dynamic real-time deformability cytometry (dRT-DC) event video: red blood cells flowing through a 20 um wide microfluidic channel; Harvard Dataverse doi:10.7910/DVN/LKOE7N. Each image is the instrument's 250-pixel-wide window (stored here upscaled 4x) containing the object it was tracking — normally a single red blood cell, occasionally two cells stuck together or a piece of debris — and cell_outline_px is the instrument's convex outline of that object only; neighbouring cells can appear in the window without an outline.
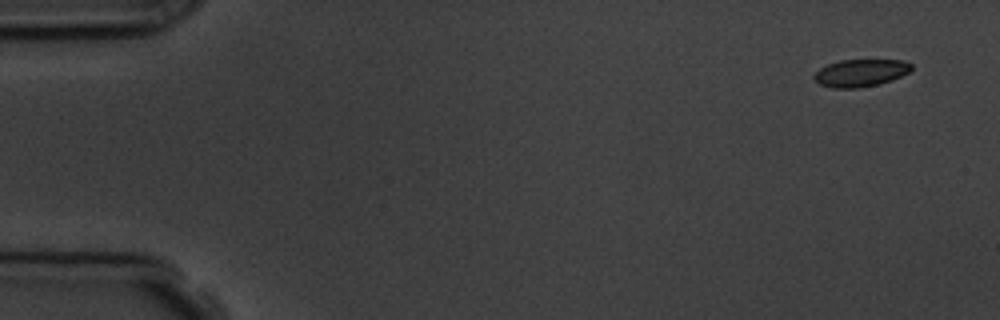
{"species": "common noctule bat (a hibernating species)", "species_latin": "Nyctalus noctula", "temperature_condition": "room temperature", "stored_images_in_passage": 4, "camera_frame_rate_fps": 3000, "um_per_image_px": 0.085, "animal": {"sex": "male", "body_mass_g": 19.5, "forearm_length_mm": 54.6}, "frame": {"image": 1, "passage_image": 1, "time_ms": 0.0, "image_size_px": [1000, 320], "cell_outline_px": [[912, 68], [908, 72], [892, 80], [880, 84], [856, 88], [832, 88], [820, 84], [812, 80], [812, 76], [820, 68], [828, 64], [840, 60], [900, 60], [912, 64]], "centroid_in_image_um": [73.11, 6.2], "position_along_channel_um": 11.9, "area_um2": 15.55}}